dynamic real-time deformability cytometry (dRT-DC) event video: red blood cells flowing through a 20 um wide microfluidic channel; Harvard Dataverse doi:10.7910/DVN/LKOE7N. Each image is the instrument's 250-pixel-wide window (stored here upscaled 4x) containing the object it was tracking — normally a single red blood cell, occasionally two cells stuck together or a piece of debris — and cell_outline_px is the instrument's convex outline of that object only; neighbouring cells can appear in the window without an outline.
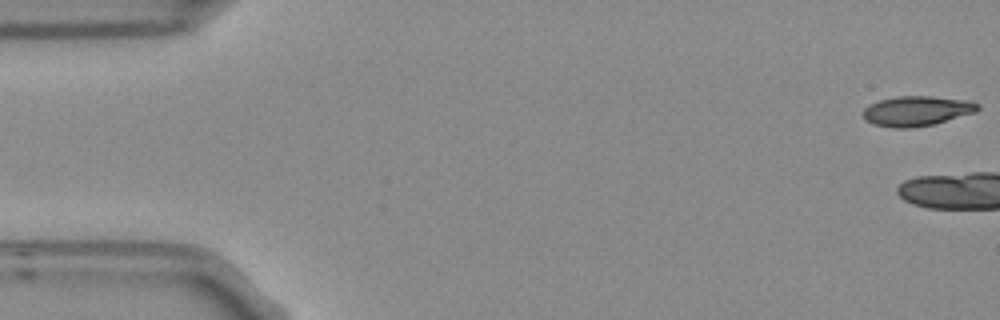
{"species": "Egyptian fruit bat (a non-hibernating species)", "species_latin": "Rousettus aegyptiacus", "temperature_condition": "room temperature", "stored_images_in_passage": 7, "camera_frame_rate_fps": 3000, "um_per_image_px": 0.085, "frame": {"image": 1, "passage_image": 1, "time_ms": 0.0, "image_size_px": [1000, 320], "cell_outline_px": [[980, 108], [976, 112], [936, 124], [912, 128], [892, 128], [872, 124], [864, 116], [864, 108], [868, 104], [880, 100], [896, 96], [932, 96], [972, 100], [980, 104]], "centroid_in_image_um": [77.98, 9.43], "position_along_channel_um": 7.0, "area_um2": 20.35}}